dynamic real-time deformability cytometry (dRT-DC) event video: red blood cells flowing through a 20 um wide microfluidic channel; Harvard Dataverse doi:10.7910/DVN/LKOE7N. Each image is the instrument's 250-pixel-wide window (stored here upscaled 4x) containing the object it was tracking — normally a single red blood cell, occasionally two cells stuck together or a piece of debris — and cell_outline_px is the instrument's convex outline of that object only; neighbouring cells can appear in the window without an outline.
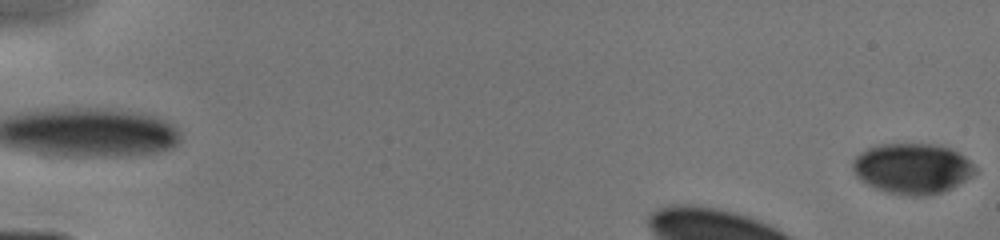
{"species": "human", "species_latin": "Homo sapiens", "temperature_condition": "cold", "stored_images_in_passage": 7, "segment_of_instrument_passage": [2, 2], "camera_frame_rate_fps": 3000, "um_per_image_px": 0.085, "donor": {"sex": "male"}, "frame": {"image": 1, "passage_image": 7, "time_ms": 5.333, "image_size_px": [1000, 240], "cell_outline_px": [[976, 172], [972, 176], [940, 192], [924, 196], [912, 196], [888, 192], [876, 188], [860, 180], [856, 176], [852, 168], [852, 160], [860, 152], [876, 144], [936, 144], [952, 148], [964, 156], [976, 168]], "centroid_in_image_um": [77.51, 14.3], "position_along_channel_um": 7.5, "area_um2": 35.84}}